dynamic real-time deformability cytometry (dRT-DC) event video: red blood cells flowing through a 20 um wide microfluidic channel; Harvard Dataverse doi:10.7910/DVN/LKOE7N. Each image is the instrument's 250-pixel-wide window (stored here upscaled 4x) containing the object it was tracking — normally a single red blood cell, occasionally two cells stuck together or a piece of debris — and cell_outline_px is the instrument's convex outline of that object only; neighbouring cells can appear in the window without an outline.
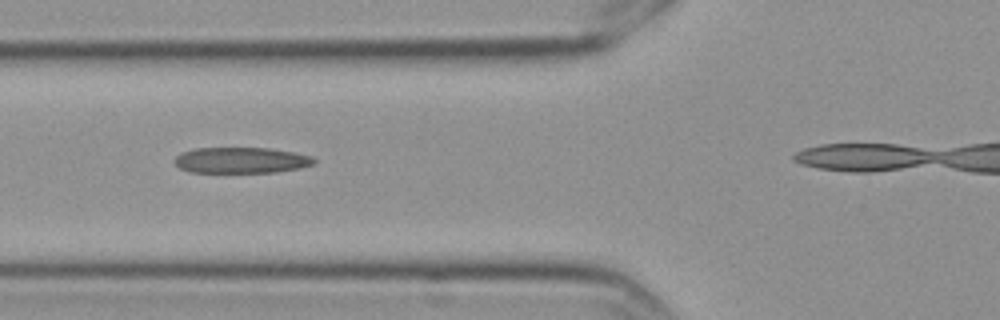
{"species": "Egyptian fruit bat (a non-hibernating species)", "species_latin": "Rousettus aegyptiacus", "temperature_condition": "cold", "stored_images_in_passage": 10, "camera_frame_rate_fps": 3000, "um_per_image_px": 0.085, "frame": {"image": 1, "passage_image": 2, "time_ms": 0.333, "image_size_px": [1000, 320], "cell_outline_px": [[316, 160], [312, 164], [300, 168], [276, 172], [192, 172], [180, 168], [172, 160], [180, 152], [196, 148], [268, 148], [292, 152], [312, 156]], "centroid_in_image_um": [20.47, 13.61], "position_along_channel_um": 105.3, "area_um2": 20.98}}
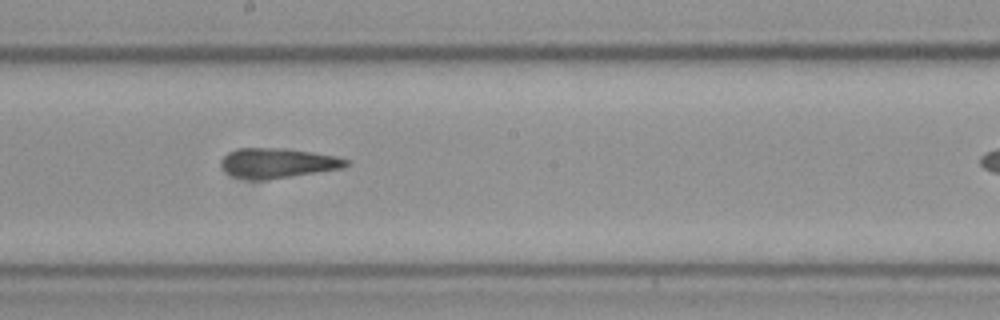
{"frame": {"image": 2, "passage_image": 5, "time_ms": 1.333, "image_size_px": [1000, 320], "cell_outline_px": [[352, 164], [344, 168], [264, 180], [252, 180], [232, 176], [220, 164], [220, 160], [228, 152], [236, 148], [288, 148], [336, 156], [348, 160]], "centroid_in_image_um": [23.61, 13.85], "position_along_channel_um": 224.6, "area_um2": 21.85}}
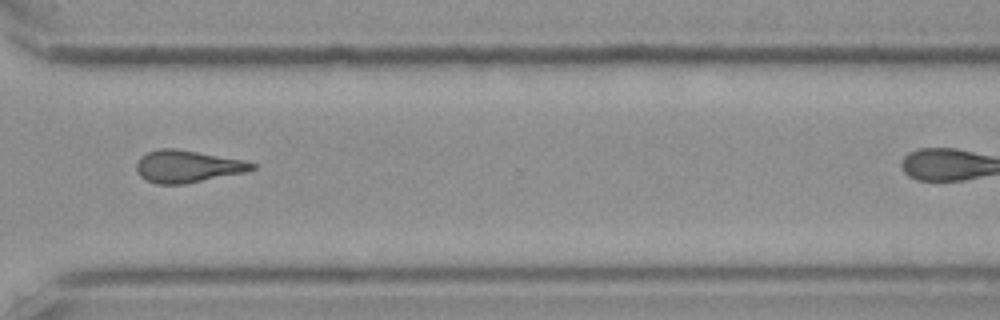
{"frame": {"image": 3, "passage_image": 8, "time_ms": 2.333, "image_size_px": [1000, 320], "cell_outline_px": [[256, 168], [244, 172], [184, 184], [156, 184], [140, 176], [136, 172], [136, 164], [140, 156], [148, 152], [160, 148], [176, 148], [244, 160], [256, 164]], "centroid_in_image_um": [15.9, 14.13], "position_along_channel_um": 354.7, "area_um2": 21.62}}